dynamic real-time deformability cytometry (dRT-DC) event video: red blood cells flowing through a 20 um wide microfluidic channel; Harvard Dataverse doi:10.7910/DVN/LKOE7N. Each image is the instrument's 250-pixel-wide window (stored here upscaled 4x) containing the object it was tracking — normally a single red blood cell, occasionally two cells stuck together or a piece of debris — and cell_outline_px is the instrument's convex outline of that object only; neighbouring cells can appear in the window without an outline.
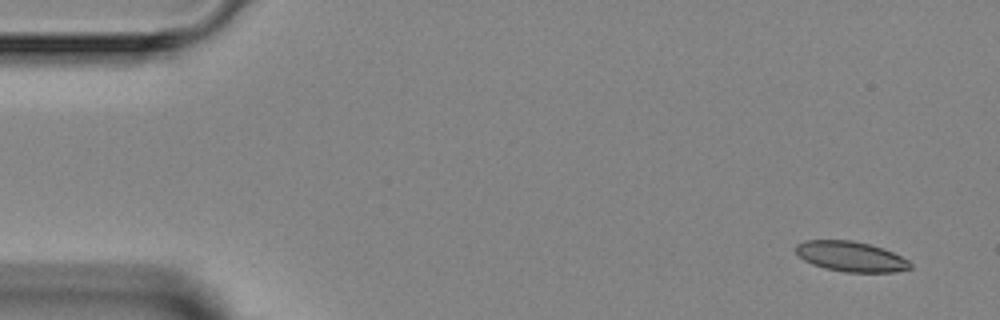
{"species": "Egyptian fruit bat (a non-hibernating species)", "species_latin": "Rousettus aegyptiacus", "temperature_condition": "room temperature", "stored_images_in_passage": 4, "camera_frame_rate_fps": 3000, "um_per_image_px": 0.085, "animal": {"sex": "female"}, "frame": {"image": 1, "passage_image": 1, "time_ms": 0.0, "image_size_px": [1000, 320], "cell_outline_px": [[912, 268], [896, 272], [844, 272], [824, 268], [812, 264], [804, 260], [796, 252], [796, 244], [804, 240], [852, 240], [884, 248], [908, 260], [912, 264]], "centroid_in_image_um": [72.33, 21.8], "position_along_channel_um": 12.7, "area_um2": 20.17}}
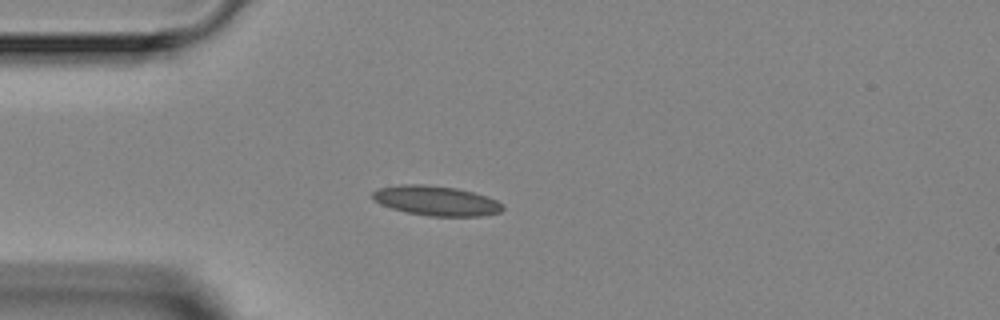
{"frame": {"image": 2, "passage_image": 4, "time_ms": 3.333, "image_size_px": [1000, 320], "cell_outline_px": [[504, 208], [500, 212], [480, 216], [428, 216], [408, 212], [392, 208], [380, 204], [372, 200], [372, 192], [376, 188], [400, 184], [424, 184], [456, 188], [488, 196], [504, 204]], "centroid_in_image_um": [37.05, 17.05], "position_along_channel_um": 47.9, "area_um2": 22.72}}